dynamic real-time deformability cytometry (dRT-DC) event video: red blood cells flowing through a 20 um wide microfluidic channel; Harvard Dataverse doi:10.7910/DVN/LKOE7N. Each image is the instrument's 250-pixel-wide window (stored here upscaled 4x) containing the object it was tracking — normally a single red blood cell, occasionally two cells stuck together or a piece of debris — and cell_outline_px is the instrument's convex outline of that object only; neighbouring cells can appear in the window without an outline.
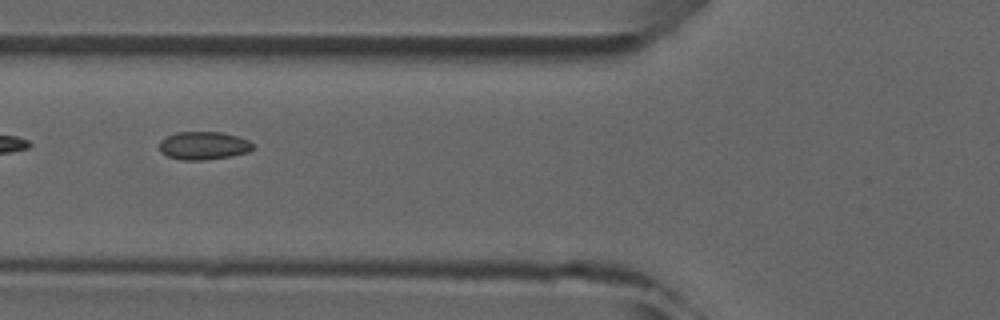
{"species": "common noctule bat (a hibernating species)", "species_latin": "Nyctalus noctula", "temperature_condition": "room temperature", "stored_images_in_passage": 5, "camera_frame_rate_fps": 3000, "um_per_image_px": 0.085, "animal": {"sex": "male", "forearm_length_mm": 52.5}, "frame": {"image": 1, "passage_image": 5, "time_ms": 5.333, "image_size_px": [1000, 320], "cell_outline_px": [[256, 148], [248, 152], [232, 156], [204, 160], [180, 160], [168, 156], [160, 152], [160, 140], [176, 132], [220, 132], [236, 136], [248, 140], [256, 144]], "centroid_in_image_um": [17.34, 12.38], "position_along_channel_um": 108.5, "area_um2": 15.43}}